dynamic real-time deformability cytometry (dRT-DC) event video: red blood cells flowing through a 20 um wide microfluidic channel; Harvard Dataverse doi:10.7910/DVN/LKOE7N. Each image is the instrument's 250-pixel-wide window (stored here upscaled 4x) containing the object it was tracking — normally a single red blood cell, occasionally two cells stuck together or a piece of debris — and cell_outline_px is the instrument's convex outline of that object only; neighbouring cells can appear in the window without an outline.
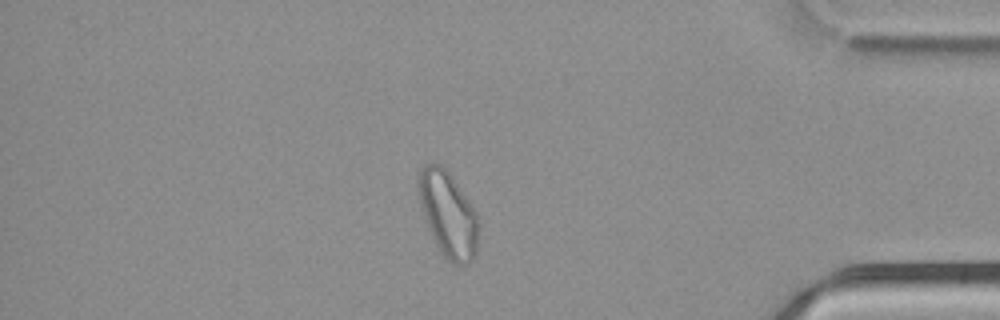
{"species": "common noctule bat (a hibernating species)", "species_latin": "Nyctalus noctula", "temperature_condition": "cold", "stored_images_in_passage": 47, "camera_frame_rate_fps": 3000, "um_per_image_px": 0.085, "animal": {"sex": "male", "body_mass_g": 21.5, "forearm_length_mm": 52.0}, "frame": {"image": 1, "passage_image": 40, "time_ms": 13.0, "image_size_px": [1000, 320], "cell_outline_px": [[480, 224], [476, 252], [472, 260], [468, 264], [452, 264], [440, 252], [428, 228], [416, 196], [416, 180], [424, 164], [440, 164], [452, 176], [476, 212]], "centroid_in_image_um": [38.06, 18.21], "position_along_channel_um": 397.1, "area_um2": 30.35}}